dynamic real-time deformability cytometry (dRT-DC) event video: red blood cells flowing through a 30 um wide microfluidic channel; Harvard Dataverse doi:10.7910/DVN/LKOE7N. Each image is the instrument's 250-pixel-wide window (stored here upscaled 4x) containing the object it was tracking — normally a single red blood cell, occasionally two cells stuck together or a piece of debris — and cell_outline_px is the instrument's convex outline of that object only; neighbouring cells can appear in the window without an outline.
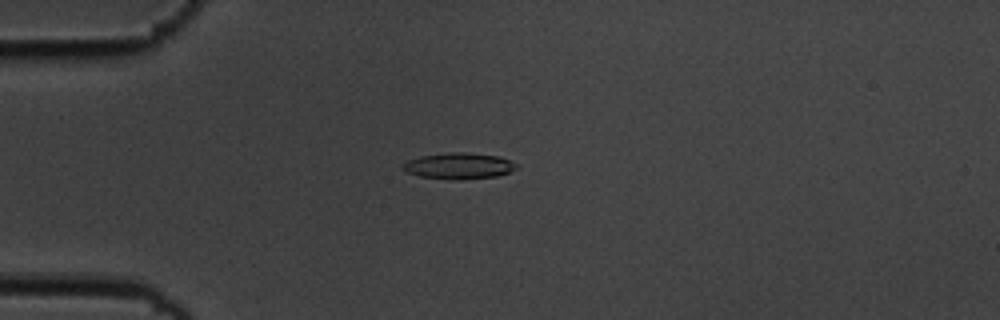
{"species": "common noctule bat (a hibernating species)", "species_latin": "Nyctalus noctula", "temperature_condition": "cold", "stored_images_in_passage": 55, "camera_frame_rate_fps": 3000, "um_per_image_px": 0.085, "animal": {"sex": "male", "body_mass_g": 19.5, "forearm_length_mm": 54.6}, "frame": {"image": 1, "passage_image": 14, "time_ms": 4.333, "image_size_px": [1000, 320], "cell_outline_px": [[516, 168], [508, 172], [496, 176], [460, 180], [452, 180], [420, 176], [408, 172], [404, 168], [404, 164], [408, 160], [420, 156], [448, 152], [464, 152], [500, 156], [516, 164]], "centroid_in_image_um": [39.0, 14.1], "position_along_channel_um": 46.0, "area_um2": 17.11}}
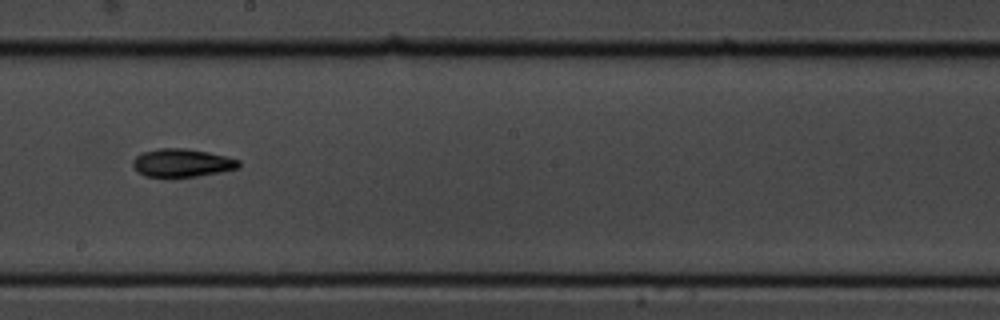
{"frame": {"image": 2, "passage_image": 31, "time_ms": 10.0, "image_size_px": [1000, 320], "cell_outline_px": [[240, 168], [220, 172], [196, 176], [144, 176], [136, 172], [132, 164], [132, 160], [136, 156], [144, 152], [160, 148], [184, 148], [208, 152], [228, 156], [240, 160]], "centroid_in_image_um": [15.48, 13.84], "position_along_channel_um": 232.7, "area_um2": 17.34}}
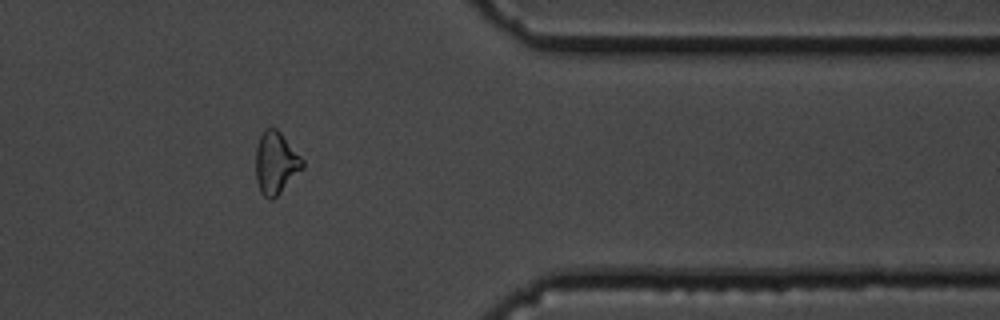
{"frame": {"image": 3, "passage_image": 45, "time_ms": 14.667, "image_size_px": [1000, 320], "cell_outline_px": [[304, 168], [272, 200], [268, 200], [260, 192], [256, 180], [256, 148], [260, 136], [264, 128], [276, 128], [280, 132], [304, 160]], "centroid_in_image_um": [23.44, 13.85], "position_along_channel_um": 388.0, "area_um2": 16.94}, "authors_computed_cell_mechanics": {"area_um2": 16.8776, "velocity_mm_per_s": 3.6369, "shape_relaxation_time_tau1_ms": 4.2733, "shape_relaxation_time_tau2_ms": null, "deformation_change_tau1": 0.1748, "deformation_change_tau2": null}}